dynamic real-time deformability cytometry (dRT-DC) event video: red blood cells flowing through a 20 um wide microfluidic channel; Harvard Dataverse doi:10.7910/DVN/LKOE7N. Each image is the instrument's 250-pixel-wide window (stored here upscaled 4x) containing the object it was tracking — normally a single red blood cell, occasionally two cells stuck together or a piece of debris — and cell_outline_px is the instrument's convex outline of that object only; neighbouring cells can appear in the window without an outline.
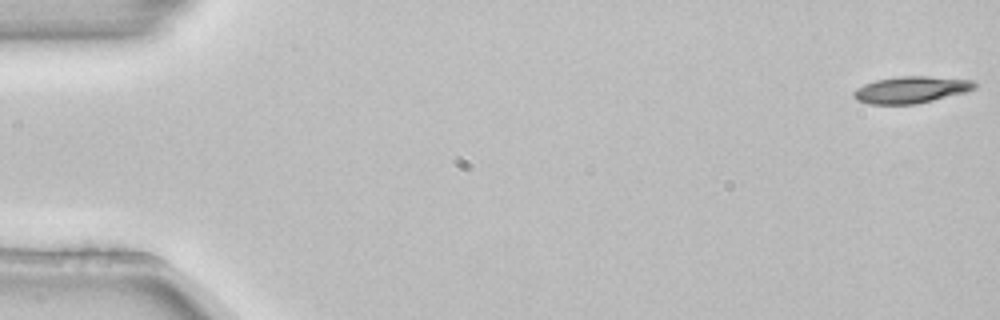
{"species": "common noctule bat (a hibernating species)", "species_latin": "Nyctalus noctula", "temperature_condition": "room temperature", "stored_images_in_passage": 4, "camera_frame_rate_fps": 3000, "um_per_image_px": 0.085, "animal": {"sex": "female", "body_mass_g": 22.7, "forearm_length_mm": 54.2}, "frame": {"image": 1, "passage_image": 1, "time_ms": 0.0, "image_size_px": [1000, 320], "cell_outline_px": [[976, 88], [964, 92], [916, 104], [868, 104], [856, 100], [852, 96], [852, 92], [856, 88], [864, 84], [876, 80], [896, 76], [928, 76], [972, 80], [976, 84]], "centroid_in_image_um": [77.38, 7.62], "position_along_channel_um": 7.6, "area_um2": 18.84}}
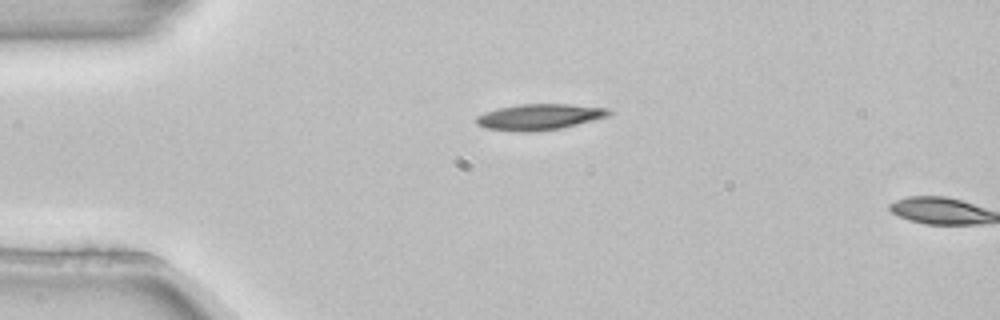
{"frame": {"image": 2, "passage_image": 3, "time_ms": 0.667, "image_size_px": [1000, 320], "cell_outline_px": [[612, 112], [608, 116], [560, 128], [536, 132], [520, 132], [484, 128], [476, 124], [476, 116], [484, 112], [500, 108], [520, 104], [568, 104], [612, 108]], "centroid_in_image_um": [45.84, 9.94], "position_along_channel_um": 39.2, "area_um2": 20.11}}